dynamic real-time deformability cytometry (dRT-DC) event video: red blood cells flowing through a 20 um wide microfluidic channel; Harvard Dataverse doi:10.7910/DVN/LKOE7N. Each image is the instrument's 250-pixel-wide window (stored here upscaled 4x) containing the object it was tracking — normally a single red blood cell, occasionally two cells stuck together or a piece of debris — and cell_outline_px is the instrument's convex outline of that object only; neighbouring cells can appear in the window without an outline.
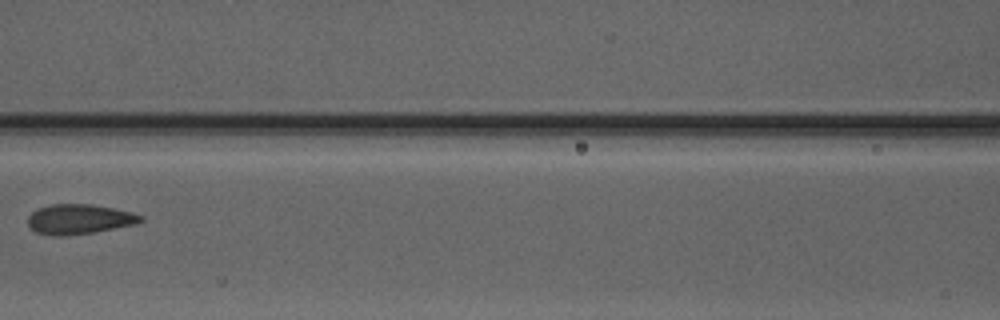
{"species": "Egyptian fruit bat (a non-hibernating species)", "species_latin": "Rousettus aegyptiacus", "temperature_condition": "warm", "stored_images_in_passage": 8, "camera_frame_rate_fps": 3000, "um_per_image_px": 0.085, "animal": {"sex": "male"}, "frame": {"image": 1, "passage_image": 7, "time_ms": 7.0, "image_size_px": [1000, 320], "cell_outline_px": [[144, 220], [136, 224], [96, 232], [68, 236], [52, 236], [36, 232], [28, 224], [28, 216], [32, 212], [40, 208], [52, 204], [88, 204], [112, 208], [132, 212], [144, 216]], "centroid_in_image_um": [6.76, 18.64], "position_along_channel_um": 159.8, "area_um2": 19.71}}
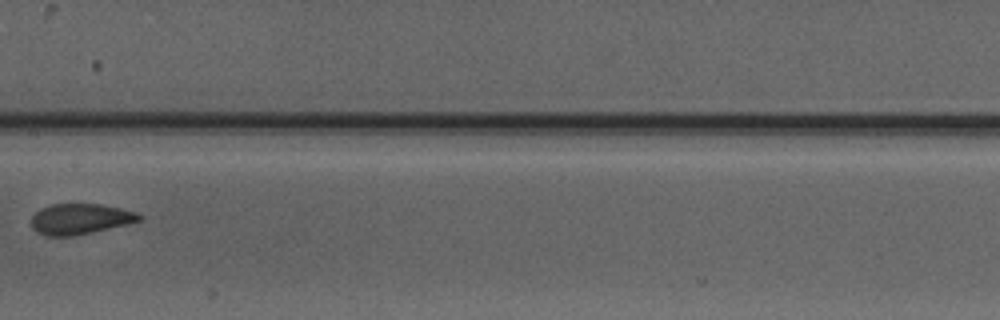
{"frame": {"image": 2, "passage_image": 8, "time_ms": 8.0, "image_size_px": [1000, 320], "cell_outline_px": [[144, 216], [140, 220], [128, 224], [92, 232], [72, 236], [48, 236], [36, 232], [32, 228], [32, 216], [40, 208], [52, 204], [100, 204], [120, 208], [136, 212]], "centroid_in_image_um": [6.81, 18.61], "position_along_channel_um": 200.6, "area_um2": 19.25}}